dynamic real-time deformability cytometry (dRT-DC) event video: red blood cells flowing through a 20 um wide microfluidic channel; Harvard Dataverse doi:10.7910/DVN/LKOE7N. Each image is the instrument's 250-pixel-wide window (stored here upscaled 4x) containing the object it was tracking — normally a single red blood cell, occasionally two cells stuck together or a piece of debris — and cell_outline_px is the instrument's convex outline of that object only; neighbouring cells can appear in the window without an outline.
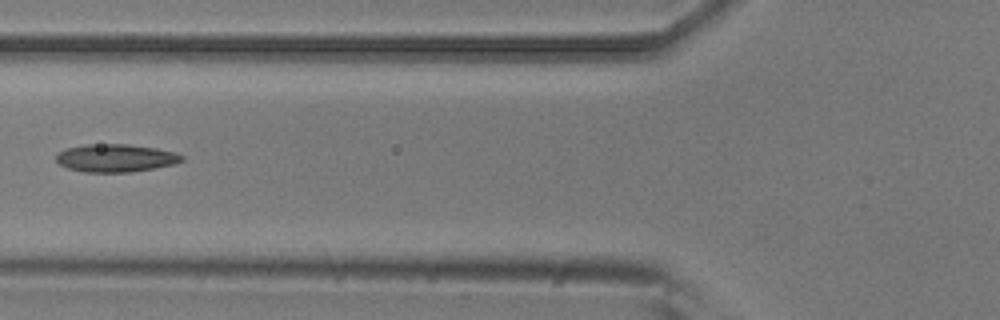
{"species": "common noctule bat (a hibernating species)", "species_latin": "Nyctalus noctula", "temperature_condition": "room temperature", "stored_images_in_passage": 5, "camera_frame_rate_fps": 3000, "um_per_image_px": 0.085, "animal": {"sex": "male", "body_mass_g": 20.5, "forearm_length_mm": 52.5}, "frame": {"image": 1, "passage_image": 4, "time_ms": 1.0, "image_size_px": [1000, 320], "cell_outline_px": [[184, 160], [176, 164], [132, 172], [84, 172], [68, 168], [60, 164], [56, 160], [56, 156], [60, 152], [68, 148], [88, 144], [128, 144], [156, 148], [176, 152], [184, 156]], "centroid_in_image_um": [9.89, 13.43], "position_along_channel_um": 115.9, "area_um2": 20.4}}
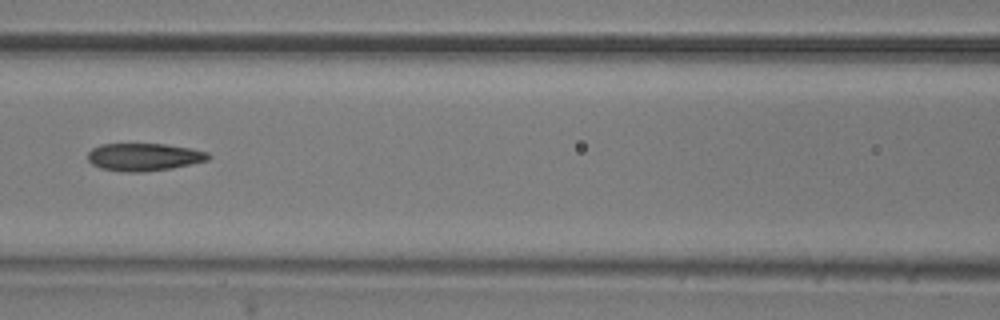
{"frame": {"image": 2, "passage_image": 5, "time_ms": 1.333, "image_size_px": [1000, 320], "cell_outline_px": [[212, 156], [208, 160], [172, 168], [144, 172], [124, 172], [100, 168], [92, 164], [88, 160], [88, 152], [92, 148], [100, 144], [164, 144], [188, 148], [208, 152]], "centroid_in_image_um": [12.22, 13.35], "position_along_channel_um": 154.4, "area_um2": 19.42}}